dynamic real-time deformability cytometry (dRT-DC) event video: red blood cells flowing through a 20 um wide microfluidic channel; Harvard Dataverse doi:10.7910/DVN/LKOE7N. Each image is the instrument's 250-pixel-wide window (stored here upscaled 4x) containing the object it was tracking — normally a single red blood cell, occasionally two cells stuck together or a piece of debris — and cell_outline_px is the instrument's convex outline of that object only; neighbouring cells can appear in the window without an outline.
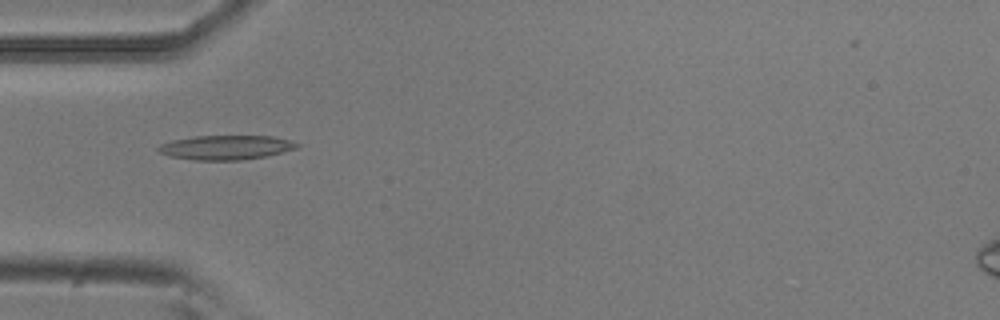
{"species": "common noctule bat (a hibernating species)", "species_latin": "Nyctalus noctula", "temperature_condition": "room temperature", "stored_images_in_passage": 7, "camera_frame_rate_fps": 3000, "um_per_image_px": 0.085, "animal": {"sex": "male", "body_mass_g": 20.5, "forearm_length_mm": 52.5}, "frame": {"image": 1, "passage_image": 5, "time_ms": 1.333, "image_size_px": [1000, 320], "cell_outline_px": [[300, 144], [296, 148], [284, 152], [268, 156], [240, 160], [192, 160], [168, 156], [160, 152], [156, 148], [160, 144], [172, 140], [192, 136], [272, 136], [288, 140]], "centroid_in_image_um": [19.17, 12.53], "position_along_channel_um": 65.8, "area_um2": 19.77}}
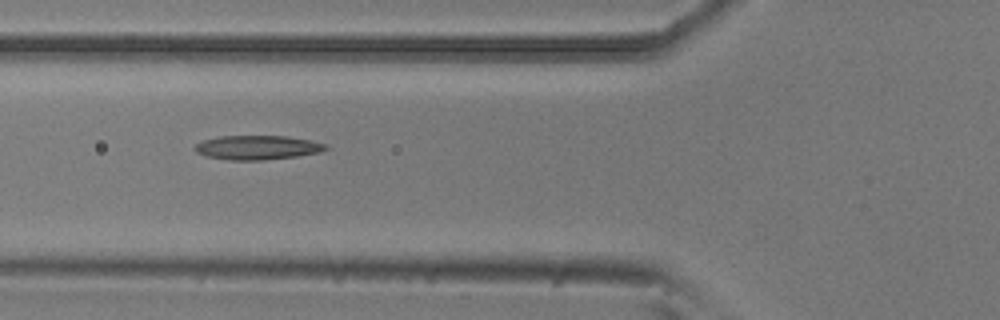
{"frame": {"image": 2, "passage_image": 6, "time_ms": 1.667, "image_size_px": [1000, 320], "cell_outline_px": [[328, 148], [320, 152], [296, 156], [264, 160], [228, 160], [204, 156], [196, 152], [192, 148], [196, 144], [204, 140], [220, 136], [288, 136], [312, 140], [324, 144]], "centroid_in_image_um": [21.84, 12.54], "position_along_channel_um": 104.0, "area_um2": 18.5}}
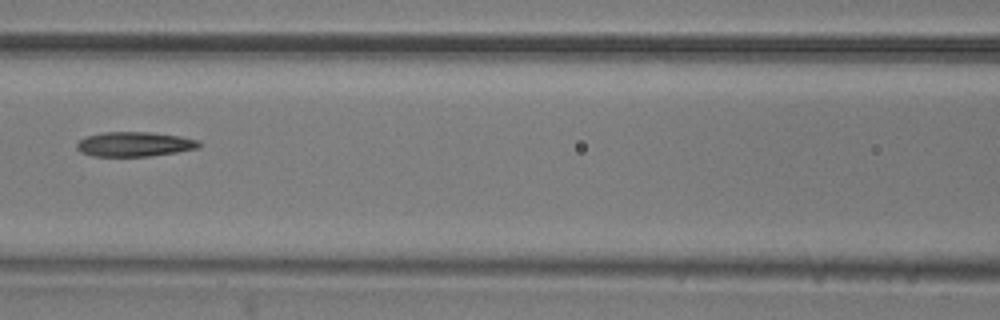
{"frame": {"image": 3, "passage_image": 7, "time_ms": 2.0, "image_size_px": [1000, 320], "cell_outline_px": [[204, 144], [200, 148], [152, 156], [92, 156], [80, 152], [76, 148], [76, 144], [80, 140], [88, 136], [104, 132], [152, 132], [180, 136], [200, 140]], "centroid_in_image_um": [11.49, 12.26], "position_along_channel_um": 155.1, "area_um2": 17.74}}